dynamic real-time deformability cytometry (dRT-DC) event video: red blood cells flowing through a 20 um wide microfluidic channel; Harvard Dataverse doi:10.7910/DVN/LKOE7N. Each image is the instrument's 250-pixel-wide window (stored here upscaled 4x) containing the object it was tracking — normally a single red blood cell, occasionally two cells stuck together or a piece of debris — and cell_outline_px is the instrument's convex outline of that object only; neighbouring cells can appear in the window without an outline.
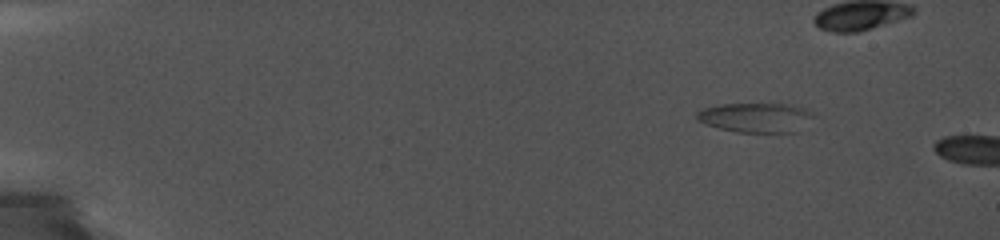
{"species": "common noctule bat (a hibernating species)", "species_latin": "Nyctalus noctula", "temperature_condition": "cold", "stored_images_in_passage": 56, "camera_frame_rate_fps": 5000, "um_per_image_px": 0.085, "animal": {"sex": "female", "body_mass_g": 19.0, "forearm_length_mm": 56.7}, "frame": {"image": 1, "passage_image": 1, "time_ms": 0.0, "image_size_px": [1000, 240], "cell_outline_px": [[816, 116], [796, 132], [736, 132], [720, 128], [696, 120], [696, 112], [704, 108], [720, 104], [784, 104], [808, 108]], "centroid_in_image_um": [64.28, 9.98], "position_along_channel_um": 20.7, "area_um2": 20.11}}